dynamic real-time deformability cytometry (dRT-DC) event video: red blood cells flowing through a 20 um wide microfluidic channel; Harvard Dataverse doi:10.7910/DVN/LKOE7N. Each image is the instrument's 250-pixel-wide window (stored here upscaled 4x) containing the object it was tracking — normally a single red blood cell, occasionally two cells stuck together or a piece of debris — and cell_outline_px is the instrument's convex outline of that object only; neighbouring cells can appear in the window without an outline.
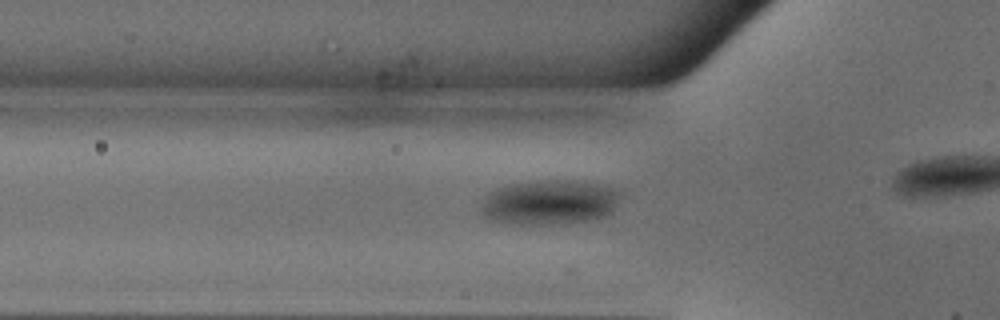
{"species": "common noctule bat (a hibernating species)", "species_latin": "Nyctalus noctula", "temperature_condition": "warm", "stored_images_in_passage": 30, "camera_frame_rate_fps": 3000, "um_per_image_px": 0.085, "animal": {"sex": "male", "body_mass_g": 18.8}, "frame": {"image": 1, "passage_image": 6, "time_ms": 1.667, "image_size_px": [1000, 320], "cell_outline_px": [[620, 196], [612, 212], [604, 216], [592, 220], [552, 224], [508, 224], [492, 220], [484, 216], [480, 212], [480, 208], [488, 192], [496, 188], [512, 184], [540, 180], [572, 180], [596, 184], [616, 188], [620, 192]], "centroid_in_image_um": [46.69, 17.2], "position_along_channel_um": 79.1, "area_um2": 36.47}}
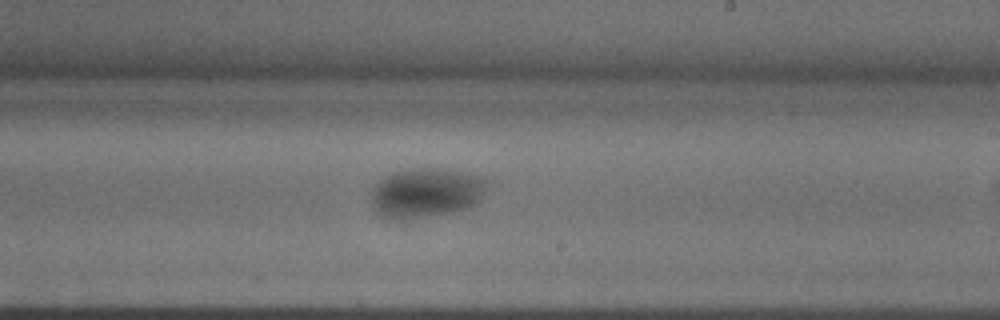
{"frame": {"image": 2, "passage_image": 19, "time_ms": 6.0, "image_size_px": [1000, 320], "cell_outline_px": [[484, 188], [480, 200], [476, 204], [468, 208], [452, 212], [428, 216], [400, 220], [396, 220], [384, 216], [376, 212], [372, 200], [372, 192], [376, 184], [384, 176], [392, 172], [420, 168], [436, 168], [480, 176], [484, 180]], "centroid_in_image_um": [36.18, 16.4], "position_along_channel_um": 252.8, "area_um2": 32.89}}
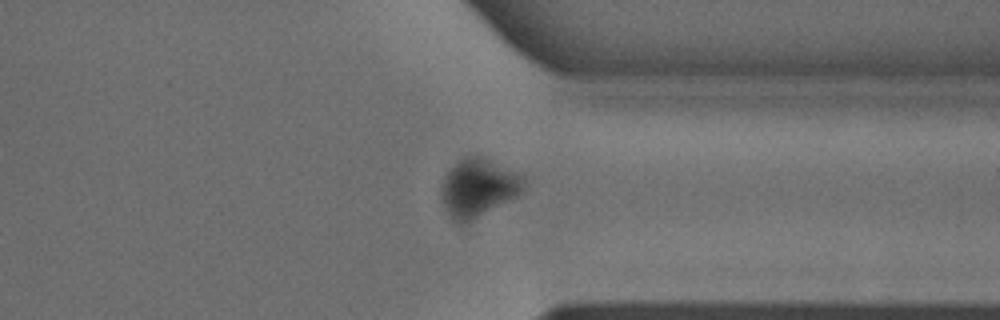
{"frame": {"image": 3, "passage_image": 28, "time_ms": 9.0, "image_size_px": [1000, 320], "cell_outline_px": [[524, 188], [520, 196], [460, 228], [452, 220], [444, 208], [440, 196], [440, 188], [444, 176], [460, 160], [468, 156], [480, 156], [520, 172], [524, 176]], "centroid_in_image_um": [40.67, 16.04], "position_along_channel_um": 370.7, "area_um2": 28.84}}